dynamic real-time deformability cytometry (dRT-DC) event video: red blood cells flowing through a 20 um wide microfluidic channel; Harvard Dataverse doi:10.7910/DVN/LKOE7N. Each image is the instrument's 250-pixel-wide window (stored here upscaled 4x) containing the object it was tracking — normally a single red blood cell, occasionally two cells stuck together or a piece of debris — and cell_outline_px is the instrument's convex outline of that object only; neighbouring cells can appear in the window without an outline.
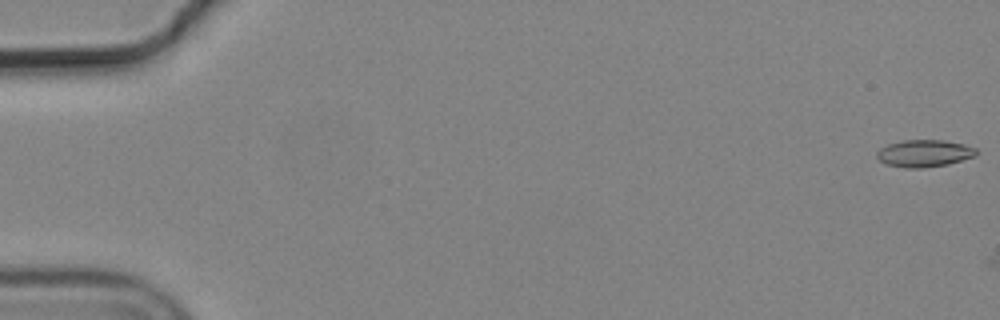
{"species": "common noctule bat (a hibernating species)", "species_latin": "Nyctalus noctula", "temperature_condition": "cold", "stored_images_in_passage": 2, "camera_frame_rate_fps": 3000, "um_per_image_px": 0.085, "animal": {"sex": "male", "body_mass_g": 19.2, "forearm_length_mm": 51.8}, "frame": {"image": 1, "passage_image": 1, "time_ms": 0.0, "image_size_px": [1000, 320], "cell_outline_px": [[976, 156], [948, 164], [924, 168], [904, 168], [884, 164], [876, 156], [876, 152], [880, 148], [888, 144], [904, 140], [944, 140], [964, 144], [976, 148]], "centroid_in_image_um": [78.54, 13.04], "position_along_channel_um": 6.5, "area_um2": 15.84}}